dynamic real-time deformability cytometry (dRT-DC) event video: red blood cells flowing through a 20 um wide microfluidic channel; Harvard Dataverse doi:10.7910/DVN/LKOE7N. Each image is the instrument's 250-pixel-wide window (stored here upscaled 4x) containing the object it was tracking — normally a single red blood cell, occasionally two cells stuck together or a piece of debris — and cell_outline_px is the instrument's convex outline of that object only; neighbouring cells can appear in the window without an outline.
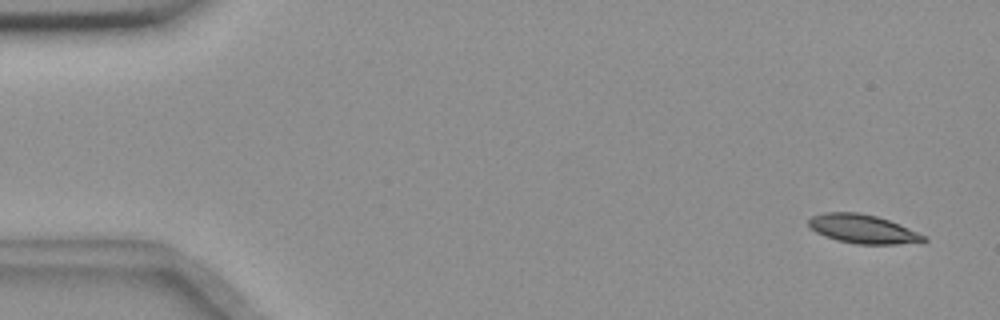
{"species": "common noctule bat (a hibernating species)", "species_latin": "Nyctalus noctula", "temperature_condition": "room temperature", "stored_images_in_passage": 18, "camera_frame_rate_fps": 3000, "um_per_image_px": 0.085, "animal": {"sex": "female", "body_mass_g": 18.4}, "frame": {"image": 1, "passage_image": 3, "time_ms": 0.667, "image_size_px": [1000, 320], "cell_outline_px": [[928, 240], [896, 244], [856, 244], [836, 240], [824, 236], [816, 232], [808, 224], [808, 220], [812, 216], [824, 212], [856, 212], [876, 216], [900, 224], [928, 236]], "centroid_in_image_um": [73.34, 19.46], "position_along_channel_um": 11.7, "area_um2": 19.31}}